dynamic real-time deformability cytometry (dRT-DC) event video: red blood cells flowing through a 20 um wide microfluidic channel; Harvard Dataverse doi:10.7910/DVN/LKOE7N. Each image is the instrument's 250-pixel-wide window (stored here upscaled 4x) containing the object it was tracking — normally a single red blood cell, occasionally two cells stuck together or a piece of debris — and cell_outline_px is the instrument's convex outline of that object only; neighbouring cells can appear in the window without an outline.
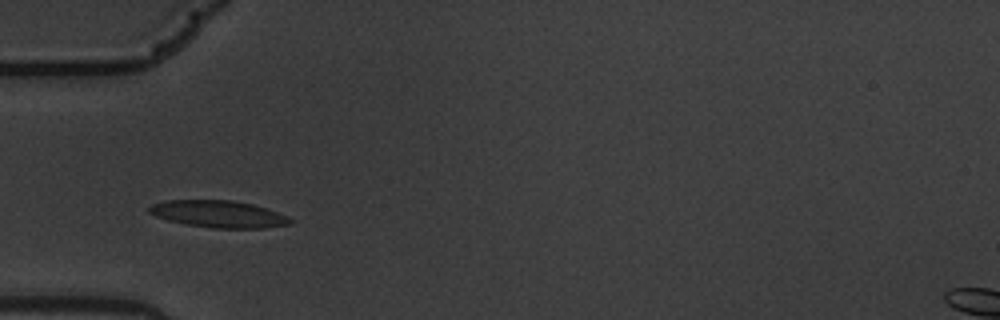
{"species": "common noctule bat (a hibernating species)", "species_latin": "Nyctalus noctula", "temperature_condition": "warm", "stored_images_in_passage": 41, "camera_frame_rate_fps": 3000, "um_per_image_px": 0.085, "animal": {"sex": "male", "body_mass_g": 19.5, "forearm_length_mm": 54.6}, "frame": {"image": 1, "passage_image": 10, "time_ms": 3.0, "image_size_px": [1000, 320], "cell_outline_px": [[292, 224], [264, 228], [212, 228], [188, 224], [168, 220], [156, 216], [148, 212], [148, 208], [152, 204], [164, 200], [232, 200], [252, 204], [288, 216], [292, 220]], "centroid_in_image_um": [18.57, 18.19], "position_along_channel_um": 66.4, "area_um2": 22.08}}
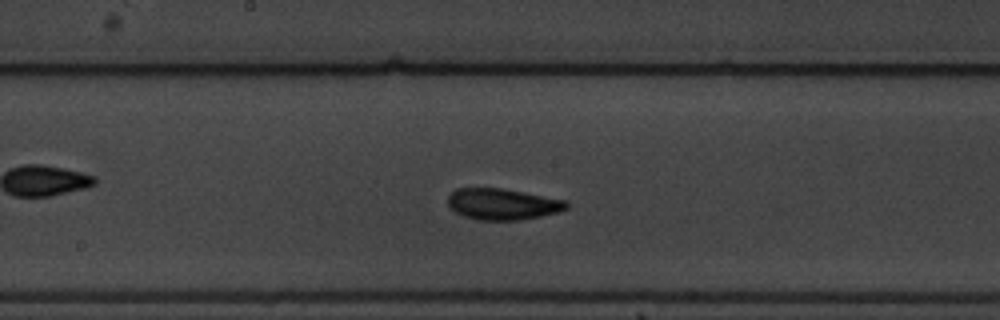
{"frame": {"image": 2, "passage_image": 22, "time_ms": 7.0, "image_size_px": [1000, 320], "cell_outline_px": [[568, 208], [560, 212], [520, 220], [476, 220], [464, 216], [456, 212], [448, 204], [448, 196], [456, 188], [504, 188], [568, 200]], "centroid_in_image_um": [42.76, 17.34], "position_along_channel_um": 205.4, "area_um2": 21.79}}
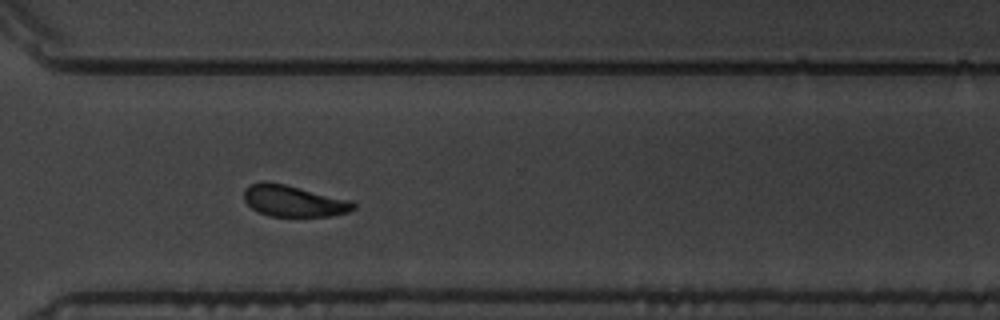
{"frame": {"image": 3, "passage_image": 34, "time_ms": 11.0, "image_size_px": [1000, 320], "cell_outline_px": [[356, 208], [348, 212], [332, 216], [268, 216], [252, 208], [244, 200], [244, 188], [248, 184], [260, 180], [268, 180], [352, 200], [356, 204]], "centroid_in_image_um": [24.94, 17.06], "position_along_channel_um": 345.7, "area_um2": 20.35}, "authors_computed_cell_mechanics": {"area_um2": 21.2126, "velocity_mm_per_s": 3.5039, "shape_relaxation_time_tau1_ms": 2.5716, "shape_relaxation_time_tau2_ms": 1.6021, "deformation_change_tau1": 0.1218, "deformation_change_tau2": 0.0838}}